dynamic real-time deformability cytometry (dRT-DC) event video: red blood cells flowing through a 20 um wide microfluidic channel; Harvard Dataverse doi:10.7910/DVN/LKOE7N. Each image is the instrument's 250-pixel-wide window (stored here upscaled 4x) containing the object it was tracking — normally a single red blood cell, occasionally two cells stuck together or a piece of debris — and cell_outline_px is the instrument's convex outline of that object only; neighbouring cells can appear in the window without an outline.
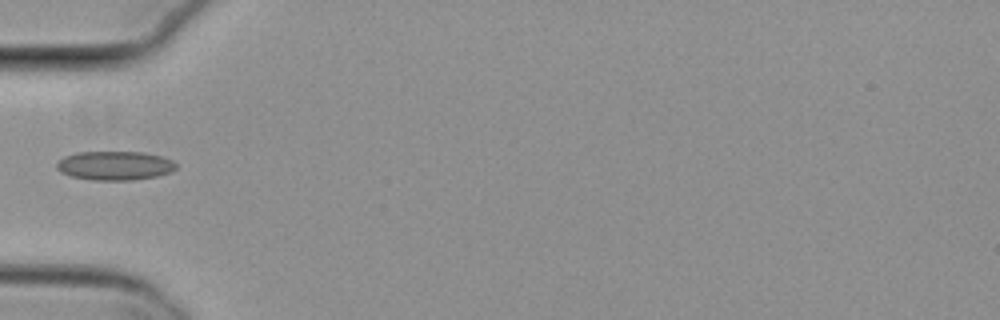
{"species": "common noctule bat (a hibernating species)", "species_latin": "Nyctalus noctula", "temperature_condition": "cold", "stored_images_in_passage": 5, "camera_frame_rate_fps": 3000, "um_per_image_px": 0.085, "animal": {"sex": "female", "body_mass_g": 29.2, "forearm_length_mm": 56.3}, "frame": {"image": 1, "passage_image": 5, "time_ms": 1.333, "image_size_px": [1000, 320], "cell_outline_px": [[176, 168], [172, 172], [156, 176], [132, 180], [92, 180], [72, 176], [60, 172], [56, 168], [56, 164], [64, 156], [76, 152], [144, 152], [160, 156], [172, 160], [176, 164]], "centroid_in_image_um": [9.75, 14.07], "position_along_channel_um": 75.2, "area_um2": 20.17}}